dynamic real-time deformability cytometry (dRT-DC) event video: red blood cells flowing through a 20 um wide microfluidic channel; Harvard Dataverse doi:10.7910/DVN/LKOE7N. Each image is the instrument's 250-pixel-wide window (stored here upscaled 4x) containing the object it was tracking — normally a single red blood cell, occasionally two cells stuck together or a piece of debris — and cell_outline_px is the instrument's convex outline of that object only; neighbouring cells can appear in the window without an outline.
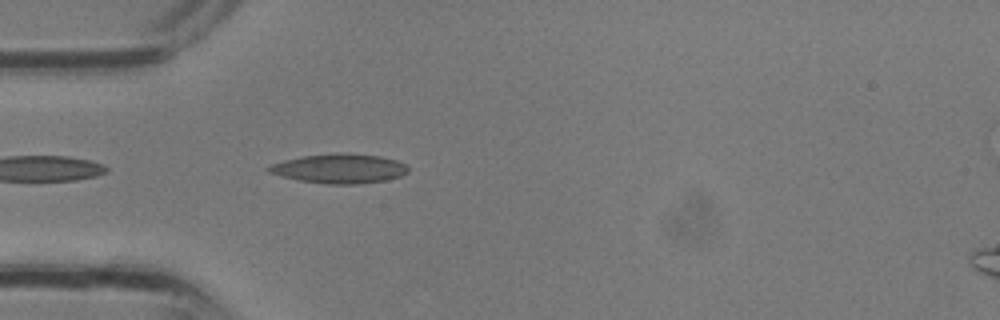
{"species": "common noctule bat (a hibernating species)", "species_latin": "Nyctalus noctula", "temperature_condition": "room temperature", "stored_images_in_passage": 27, "camera_frame_rate_fps": 3000, "um_per_image_px": 0.085, "animal": {"sex": "male", "body_mass_g": 13.3}, "frame": {"image": 1, "passage_image": 7, "time_ms": 2.0, "image_size_px": [1000, 320], "cell_outline_px": [[408, 172], [400, 176], [384, 180], [356, 184], [328, 184], [300, 180], [268, 172], [264, 168], [272, 164], [284, 160], [300, 156], [340, 152], [380, 156], [396, 160], [404, 164], [408, 168]], "centroid_in_image_um": [28.83, 14.31], "position_along_channel_um": 56.2, "area_um2": 23.76}}
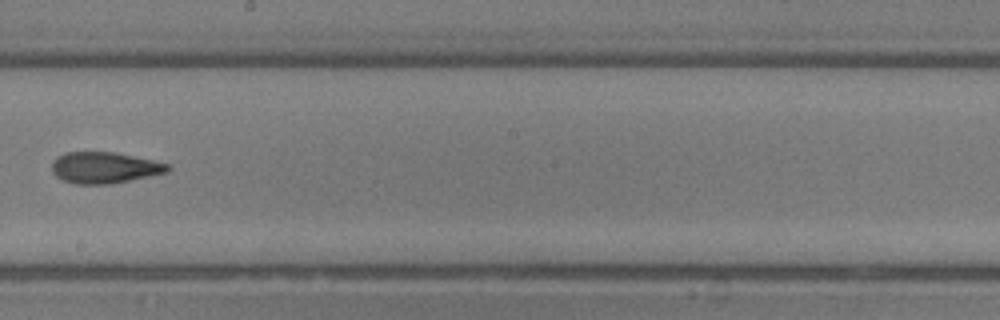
{"frame": {"image": 2, "passage_image": 16, "time_ms": 5.0, "image_size_px": [1000, 320], "cell_outline_px": [[172, 168], [168, 172], [112, 184], [76, 184], [64, 180], [56, 176], [52, 172], [52, 164], [56, 156], [64, 152], [116, 152], [152, 160], [168, 164]], "centroid_in_image_um": [8.87, 14.25], "position_along_channel_um": 239.3, "area_um2": 21.15}}
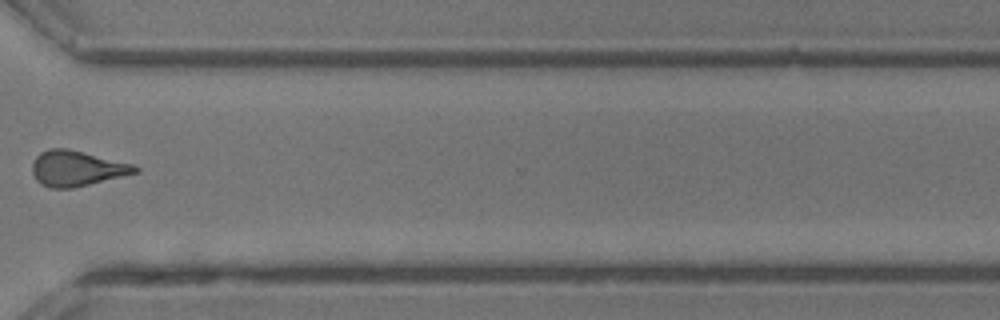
{"frame": {"image": 3, "passage_image": 22, "time_ms": 7.0, "image_size_px": [1000, 320], "cell_outline_px": [[140, 172], [72, 188], [52, 188], [40, 184], [36, 180], [32, 172], [32, 164], [36, 156], [40, 152], [48, 148], [64, 148], [132, 164], [140, 168]], "centroid_in_image_um": [6.49, 14.32], "position_along_channel_um": 364.1, "area_um2": 20.98}}